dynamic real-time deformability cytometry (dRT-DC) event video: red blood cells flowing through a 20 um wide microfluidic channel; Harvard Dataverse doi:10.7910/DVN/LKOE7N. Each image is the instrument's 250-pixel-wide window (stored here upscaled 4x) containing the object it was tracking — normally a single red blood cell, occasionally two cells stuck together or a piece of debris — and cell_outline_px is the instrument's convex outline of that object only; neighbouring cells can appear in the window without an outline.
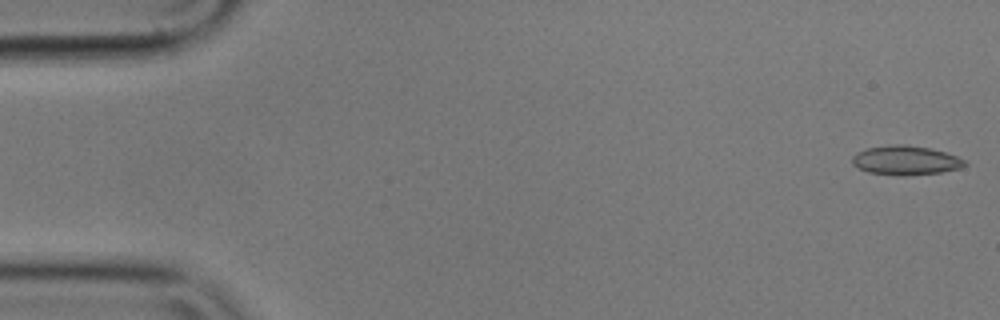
{"species": "common noctule bat (a hibernating species)", "species_latin": "Nyctalus noctula", "temperature_condition": "cold", "stored_images_in_passage": 55, "camera_frame_rate_fps": 3000, "um_per_image_px": 0.085, "animal": {"sex": "male", "body_mass_g": 17.9}, "frame": {"image": 1, "passage_image": 1, "time_ms": 0.0, "image_size_px": [1000, 320], "cell_outline_px": [[968, 164], [960, 168], [940, 172], [904, 176], [900, 176], [868, 172], [852, 164], [852, 156], [856, 152], [868, 148], [896, 144], [904, 144], [928, 148], [944, 152], [956, 156], [964, 160]], "centroid_in_image_um": [76.96, 13.63], "position_along_channel_um": 8.0, "area_um2": 19.02}}
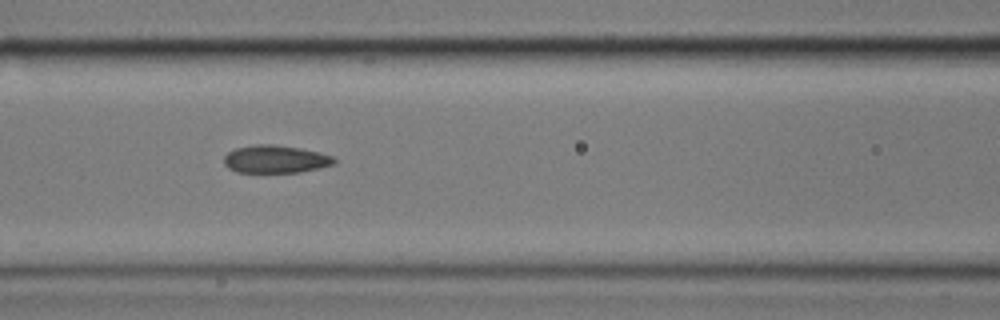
{"frame": {"image": 2, "passage_image": 23, "time_ms": 7.333, "image_size_px": [1000, 320], "cell_outline_px": [[336, 164], [320, 168], [300, 172], [236, 172], [228, 168], [224, 164], [224, 156], [228, 152], [236, 148], [260, 144], [272, 144], [300, 148], [332, 156], [336, 160]], "centroid_in_image_um": [23.41, 13.54], "position_along_channel_um": 143.2, "area_um2": 17.74}}
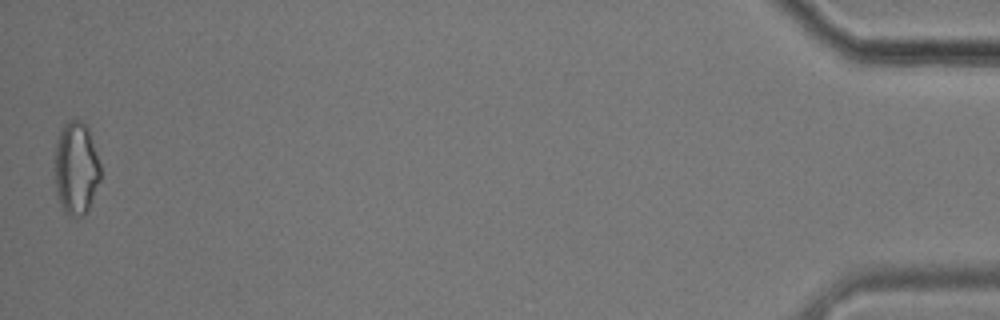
{"frame": {"image": 3, "passage_image": 55, "time_ms": 18.0, "image_size_px": [1000, 320], "cell_outline_px": [[100, 180], [88, 212], [84, 216], [76, 220], [68, 216], [64, 212], [60, 204], [56, 192], [56, 140], [60, 128], [68, 120], [80, 120], [88, 128], [100, 164]], "centroid_in_image_um": [6.48, 14.37], "position_along_channel_um": 428.7, "area_um2": 25.03}, "authors_computed_cell_mechanics": {"area_um2": 18.6116, "velocity_mm_per_s": 3.5483, "shape_relaxation_time_tau1_ms": null, "shape_relaxation_time_tau2_ms": 2.853, "deformation_change_tau1": null, "deformation_change_tau2": 0.0784}}